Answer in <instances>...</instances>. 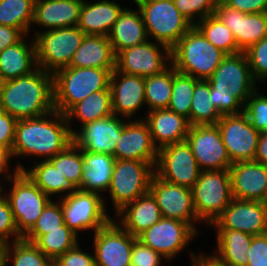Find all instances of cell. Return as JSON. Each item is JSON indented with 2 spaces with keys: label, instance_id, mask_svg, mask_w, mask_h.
Returning <instances> with one entry per match:
<instances>
[{
  "label": "cell",
  "instance_id": "1",
  "mask_svg": "<svg viewBox=\"0 0 267 266\" xmlns=\"http://www.w3.org/2000/svg\"><path fill=\"white\" fill-rule=\"evenodd\" d=\"M70 126L65 114L56 110L40 117L18 120L10 159L35 155L49 160L73 143L75 130Z\"/></svg>",
  "mask_w": 267,
  "mask_h": 266
},
{
  "label": "cell",
  "instance_id": "2",
  "mask_svg": "<svg viewBox=\"0 0 267 266\" xmlns=\"http://www.w3.org/2000/svg\"><path fill=\"white\" fill-rule=\"evenodd\" d=\"M0 110L16 120L40 117L55 110L53 74L37 67L27 75L6 80Z\"/></svg>",
  "mask_w": 267,
  "mask_h": 266
},
{
  "label": "cell",
  "instance_id": "3",
  "mask_svg": "<svg viewBox=\"0 0 267 266\" xmlns=\"http://www.w3.org/2000/svg\"><path fill=\"white\" fill-rule=\"evenodd\" d=\"M226 56L193 25L171 49V64L179 73L207 80Z\"/></svg>",
  "mask_w": 267,
  "mask_h": 266
},
{
  "label": "cell",
  "instance_id": "4",
  "mask_svg": "<svg viewBox=\"0 0 267 266\" xmlns=\"http://www.w3.org/2000/svg\"><path fill=\"white\" fill-rule=\"evenodd\" d=\"M111 72L101 68L65 67L53 74L54 108L65 114L74 104L99 90H110Z\"/></svg>",
  "mask_w": 267,
  "mask_h": 266
},
{
  "label": "cell",
  "instance_id": "5",
  "mask_svg": "<svg viewBox=\"0 0 267 266\" xmlns=\"http://www.w3.org/2000/svg\"><path fill=\"white\" fill-rule=\"evenodd\" d=\"M141 11L148 37L166 45L170 50L193 26L183 16L173 0H143L137 4Z\"/></svg>",
  "mask_w": 267,
  "mask_h": 266
},
{
  "label": "cell",
  "instance_id": "6",
  "mask_svg": "<svg viewBox=\"0 0 267 266\" xmlns=\"http://www.w3.org/2000/svg\"><path fill=\"white\" fill-rule=\"evenodd\" d=\"M32 37L36 46L37 67L54 74L68 67L85 34L78 26L37 32Z\"/></svg>",
  "mask_w": 267,
  "mask_h": 266
},
{
  "label": "cell",
  "instance_id": "7",
  "mask_svg": "<svg viewBox=\"0 0 267 266\" xmlns=\"http://www.w3.org/2000/svg\"><path fill=\"white\" fill-rule=\"evenodd\" d=\"M192 192L200 222L212 225L233 199L229 169L201 171Z\"/></svg>",
  "mask_w": 267,
  "mask_h": 266
},
{
  "label": "cell",
  "instance_id": "8",
  "mask_svg": "<svg viewBox=\"0 0 267 266\" xmlns=\"http://www.w3.org/2000/svg\"><path fill=\"white\" fill-rule=\"evenodd\" d=\"M11 191L4 194L10 204L19 234L24 237L35 225L45 206L51 201L23 171H14L6 178Z\"/></svg>",
  "mask_w": 267,
  "mask_h": 266
},
{
  "label": "cell",
  "instance_id": "9",
  "mask_svg": "<svg viewBox=\"0 0 267 266\" xmlns=\"http://www.w3.org/2000/svg\"><path fill=\"white\" fill-rule=\"evenodd\" d=\"M156 163L116 160L108 189L116 213L149 192Z\"/></svg>",
  "mask_w": 267,
  "mask_h": 266
},
{
  "label": "cell",
  "instance_id": "10",
  "mask_svg": "<svg viewBox=\"0 0 267 266\" xmlns=\"http://www.w3.org/2000/svg\"><path fill=\"white\" fill-rule=\"evenodd\" d=\"M59 202L65 225L75 234L87 229H93L95 233L113 219L106 212L103 197L95 192L77 189L74 193L63 196Z\"/></svg>",
  "mask_w": 267,
  "mask_h": 266
},
{
  "label": "cell",
  "instance_id": "11",
  "mask_svg": "<svg viewBox=\"0 0 267 266\" xmlns=\"http://www.w3.org/2000/svg\"><path fill=\"white\" fill-rule=\"evenodd\" d=\"M200 168L187 141L159 149L155 174L170 183L190 189L199 178Z\"/></svg>",
  "mask_w": 267,
  "mask_h": 266
},
{
  "label": "cell",
  "instance_id": "12",
  "mask_svg": "<svg viewBox=\"0 0 267 266\" xmlns=\"http://www.w3.org/2000/svg\"><path fill=\"white\" fill-rule=\"evenodd\" d=\"M166 64H171V50L166 45L148 40L123 49L115 57L117 71L144 78L161 73L167 68Z\"/></svg>",
  "mask_w": 267,
  "mask_h": 266
},
{
  "label": "cell",
  "instance_id": "13",
  "mask_svg": "<svg viewBox=\"0 0 267 266\" xmlns=\"http://www.w3.org/2000/svg\"><path fill=\"white\" fill-rule=\"evenodd\" d=\"M190 224L162 217L137 239L170 261L187 246L198 232Z\"/></svg>",
  "mask_w": 267,
  "mask_h": 266
},
{
  "label": "cell",
  "instance_id": "14",
  "mask_svg": "<svg viewBox=\"0 0 267 266\" xmlns=\"http://www.w3.org/2000/svg\"><path fill=\"white\" fill-rule=\"evenodd\" d=\"M217 126L232 163L254 160L260 132L251 125L244 113L222 115Z\"/></svg>",
  "mask_w": 267,
  "mask_h": 266
},
{
  "label": "cell",
  "instance_id": "15",
  "mask_svg": "<svg viewBox=\"0 0 267 266\" xmlns=\"http://www.w3.org/2000/svg\"><path fill=\"white\" fill-rule=\"evenodd\" d=\"M201 171L226 170L232 165L215 125H192L186 137Z\"/></svg>",
  "mask_w": 267,
  "mask_h": 266
},
{
  "label": "cell",
  "instance_id": "16",
  "mask_svg": "<svg viewBox=\"0 0 267 266\" xmlns=\"http://www.w3.org/2000/svg\"><path fill=\"white\" fill-rule=\"evenodd\" d=\"M149 191L155 197L162 217L180 220L197 230L194 221L200 220L195 212L192 189L170 183L154 174Z\"/></svg>",
  "mask_w": 267,
  "mask_h": 266
},
{
  "label": "cell",
  "instance_id": "17",
  "mask_svg": "<svg viewBox=\"0 0 267 266\" xmlns=\"http://www.w3.org/2000/svg\"><path fill=\"white\" fill-rule=\"evenodd\" d=\"M96 266H130L131 251L137 237L126 232L113 219L94 233Z\"/></svg>",
  "mask_w": 267,
  "mask_h": 266
},
{
  "label": "cell",
  "instance_id": "18",
  "mask_svg": "<svg viewBox=\"0 0 267 266\" xmlns=\"http://www.w3.org/2000/svg\"><path fill=\"white\" fill-rule=\"evenodd\" d=\"M207 80L211 87H228L243 105L257 90L245 52L227 55Z\"/></svg>",
  "mask_w": 267,
  "mask_h": 266
},
{
  "label": "cell",
  "instance_id": "19",
  "mask_svg": "<svg viewBox=\"0 0 267 266\" xmlns=\"http://www.w3.org/2000/svg\"><path fill=\"white\" fill-rule=\"evenodd\" d=\"M215 229H232L252 236L267 233V202L233 198L212 224Z\"/></svg>",
  "mask_w": 267,
  "mask_h": 266
},
{
  "label": "cell",
  "instance_id": "20",
  "mask_svg": "<svg viewBox=\"0 0 267 266\" xmlns=\"http://www.w3.org/2000/svg\"><path fill=\"white\" fill-rule=\"evenodd\" d=\"M214 14L231 30L241 52L267 36V12L246 14L218 0Z\"/></svg>",
  "mask_w": 267,
  "mask_h": 266
},
{
  "label": "cell",
  "instance_id": "21",
  "mask_svg": "<svg viewBox=\"0 0 267 266\" xmlns=\"http://www.w3.org/2000/svg\"><path fill=\"white\" fill-rule=\"evenodd\" d=\"M125 123L114 114L88 122L72 134L73 143L86 152L113 155Z\"/></svg>",
  "mask_w": 267,
  "mask_h": 266
},
{
  "label": "cell",
  "instance_id": "22",
  "mask_svg": "<svg viewBox=\"0 0 267 266\" xmlns=\"http://www.w3.org/2000/svg\"><path fill=\"white\" fill-rule=\"evenodd\" d=\"M159 149L155 146L147 122L143 119L126 122L116 143L115 160H138L157 163Z\"/></svg>",
  "mask_w": 267,
  "mask_h": 266
},
{
  "label": "cell",
  "instance_id": "23",
  "mask_svg": "<svg viewBox=\"0 0 267 266\" xmlns=\"http://www.w3.org/2000/svg\"><path fill=\"white\" fill-rule=\"evenodd\" d=\"M232 196L239 200L267 202V167L257 161L232 163L229 168Z\"/></svg>",
  "mask_w": 267,
  "mask_h": 266
},
{
  "label": "cell",
  "instance_id": "24",
  "mask_svg": "<svg viewBox=\"0 0 267 266\" xmlns=\"http://www.w3.org/2000/svg\"><path fill=\"white\" fill-rule=\"evenodd\" d=\"M109 88L114 115L130 119L143 104L146 105L144 77L127 75L114 69Z\"/></svg>",
  "mask_w": 267,
  "mask_h": 266
},
{
  "label": "cell",
  "instance_id": "25",
  "mask_svg": "<svg viewBox=\"0 0 267 266\" xmlns=\"http://www.w3.org/2000/svg\"><path fill=\"white\" fill-rule=\"evenodd\" d=\"M147 122L155 146H164L186 141L190 129L188 118L168 109H155L146 113Z\"/></svg>",
  "mask_w": 267,
  "mask_h": 266
},
{
  "label": "cell",
  "instance_id": "26",
  "mask_svg": "<svg viewBox=\"0 0 267 266\" xmlns=\"http://www.w3.org/2000/svg\"><path fill=\"white\" fill-rule=\"evenodd\" d=\"M84 0H35L33 24L47 30L77 26Z\"/></svg>",
  "mask_w": 267,
  "mask_h": 266
},
{
  "label": "cell",
  "instance_id": "27",
  "mask_svg": "<svg viewBox=\"0 0 267 266\" xmlns=\"http://www.w3.org/2000/svg\"><path fill=\"white\" fill-rule=\"evenodd\" d=\"M115 215L121 221L117 223L134 237H138L162 218L157 201L150 191L125 205Z\"/></svg>",
  "mask_w": 267,
  "mask_h": 266
},
{
  "label": "cell",
  "instance_id": "28",
  "mask_svg": "<svg viewBox=\"0 0 267 266\" xmlns=\"http://www.w3.org/2000/svg\"><path fill=\"white\" fill-rule=\"evenodd\" d=\"M123 9L115 1L101 0L95 3L83 1L77 26L85 35L108 37Z\"/></svg>",
  "mask_w": 267,
  "mask_h": 266
},
{
  "label": "cell",
  "instance_id": "29",
  "mask_svg": "<svg viewBox=\"0 0 267 266\" xmlns=\"http://www.w3.org/2000/svg\"><path fill=\"white\" fill-rule=\"evenodd\" d=\"M115 57L107 36L85 35L68 67L101 68L112 72L115 69Z\"/></svg>",
  "mask_w": 267,
  "mask_h": 266
},
{
  "label": "cell",
  "instance_id": "30",
  "mask_svg": "<svg viewBox=\"0 0 267 266\" xmlns=\"http://www.w3.org/2000/svg\"><path fill=\"white\" fill-rule=\"evenodd\" d=\"M114 54L147 41L148 35L139 10L125 8L108 35Z\"/></svg>",
  "mask_w": 267,
  "mask_h": 266
},
{
  "label": "cell",
  "instance_id": "31",
  "mask_svg": "<svg viewBox=\"0 0 267 266\" xmlns=\"http://www.w3.org/2000/svg\"><path fill=\"white\" fill-rule=\"evenodd\" d=\"M84 169L79 190L102 193L108 191L115 157L112 154L91 153L82 150Z\"/></svg>",
  "mask_w": 267,
  "mask_h": 266
},
{
  "label": "cell",
  "instance_id": "32",
  "mask_svg": "<svg viewBox=\"0 0 267 266\" xmlns=\"http://www.w3.org/2000/svg\"><path fill=\"white\" fill-rule=\"evenodd\" d=\"M23 37L0 52V75L6 81L27 75L37 68L34 39L29 44Z\"/></svg>",
  "mask_w": 267,
  "mask_h": 266
},
{
  "label": "cell",
  "instance_id": "33",
  "mask_svg": "<svg viewBox=\"0 0 267 266\" xmlns=\"http://www.w3.org/2000/svg\"><path fill=\"white\" fill-rule=\"evenodd\" d=\"M217 250L213 256L225 266H247L252 235L232 229H216Z\"/></svg>",
  "mask_w": 267,
  "mask_h": 266
},
{
  "label": "cell",
  "instance_id": "34",
  "mask_svg": "<svg viewBox=\"0 0 267 266\" xmlns=\"http://www.w3.org/2000/svg\"><path fill=\"white\" fill-rule=\"evenodd\" d=\"M14 170L23 171L49 197L66 191L64 196H67L78 189L49 160L34 163L33 168L28 171L22 164H18Z\"/></svg>",
  "mask_w": 267,
  "mask_h": 266
},
{
  "label": "cell",
  "instance_id": "35",
  "mask_svg": "<svg viewBox=\"0 0 267 266\" xmlns=\"http://www.w3.org/2000/svg\"><path fill=\"white\" fill-rule=\"evenodd\" d=\"M112 114L111 91L99 90L74 104L65 113V116L68 123L73 120V117H76L81 122V126H83L88 122H93Z\"/></svg>",
  "mask_w": 267,
  "mask_h": 266
},
{
  "label": "cell",
  "instance_id": "36",
  "mask_svg": "<svg viewBox=\"0 0 267 266\" xmlns=\"http://www.w3.org/2000/svg\"><path fill=\"white\" fill-rule=\"evenodd\" d=\"M3 246L2 264L7 266L9 262L13 266H52L53 261L50 260L34 243L28 242L23 238ZM13 248V249H11ZM13 252V254H12Z\"/></svg>",
  "mask_w": 267,
  "mask_h": 266
},
{
  "label": "cell",
  "instance_id": "37",
  "mask_svg": "<svg viewBox=\"0 0 267 266\" xmlns=\"http://www.w3.org/2000/svg\"><path fill=\"white\" fill-rule=\"evenodd\" d=\"M221 114L211 102L210 83L199 79L191 102L190 125H215L221 119Z\"/></svg>",
  "mask_w": 267,
  "mask_h": 266
},
{
  "label": "cell",
  "instance_id": "38",
  "mask_svg": "<svg viewBox=\"0 0 267 266\" xmlns=\"http://www.w3.org/2000/svg\"><path fill=\"white\" fill-rule=\"evenodd\" d=\"M144 84L145 101L149 111L167 109L173 86V65L170 64L159 74L145 77Z\"/></svg>",
  "mask_w": 267,
  "mask_h": 266
},
{
  "label": "cell",
  "instance_id": "39",
  "mask_svg": "<svg viewBox=\"0 0 267 266\" xmlns=\"http://www.w3.org/2000/svg\"><path fill=\"white\" fill-rule=\"evenodd\" d=\"M194 26L210 43L221 49L227 55H234L241 52L237 47L231 30L215 14L197 21Z\"/></svg>",
  "mask_w": 267,
  "mask_h": 266
},
{
  "label": "cell",
  "instance_id": "40",
  "mask_svg": "<svg viewBox=\"0 0 267 266\" xmlns=\"http://www.w3.org/2000/svg\"><path fill=\"white\" fill-rule=\"evenodd\" d=\"M35 0H2L0 25L11 26L28 34L34 19Z\"/></svg>",
  "mask_w": 267,
  "mask_h": 266
},
{
  "label": "cell",
  "instance_id": "41",
  "mask_svg": "<svg viewBox=\"0 0 267 266\" xmlns=\"http://www.w3.org/2000/svg\"><path fill=\"white\" fill-rule=\"evenodd\" d=\"M78 235L65 224L61 230H53L38 236L34 243L53 262L78 244Z\"/></svg>",
  "mask_w": 267,
  "mask_h": 266
},
{
  "label": "cell",
  "instance_id": "42",
  "mask_svg": "<svg viewBox=\"0 0 267 266\" xmlns=\"http://www.w3.org/2000/svg\"><path fill=\"white\" fill-rule=\"evenodd\" d=\"M199 79L179 73L173 66V86L168 110L188 118L190 123V110L195 83Z\"/></svg>",
  "mask_w": 267,
  "mask_h": 266
},
{
  "label": "cell",
  "instance_id": "43",
  "mask_svg": "<svg viewBox=\"0 0 267 266\" xmlns=\"http://www.w3.org/2000/svg\"><path fill=\"white\" fill-rule=\"evenodd\" d=\"M49 161L67 180L78 189L80 188L84 169L82 149L71 143L65 150L50 158Z\"/></svg>",
  "mask_w": 267,
  "mask_h": 266
},
{
  "label": "cell",
  "instance_id": "44",
  "mask_svg": "<svg viewBox=\"0 0 267 266\" xmlns=\"http://www.w3.org/2000/svg\"><path fill=\"white\" fill-rule=\"evenodd\" d=\"M65 224L61 203L50 201L43 209L33 228L23 237L28 242H33L38 236L49 231L61 230Z\"/></svg>",
  "mask_w": 267,
  "mask_h": 266
},
{
  "label": "cell",
  "instance_id": "45",
  "mask_svg": "<svg viewBox=\"0 0 267 266\" xmlns=\"http://www.w3.org/2000/svg\"><path fill=\"white\" fill-rule=\"evenodd\" d=\"M244 114L251 125L260 133L267 132V96L256 90L244 105Z\"/></svg>",
  "mask_w": 267,
  "mask_h": 266
},
{
  "label": "cell",
  "instance_id": "46",
  "mask_svg": "<svg viewBox=\"0 0 267 266\" xmlns=\"http://www.w3.org/2000/svg\"><path fill=\"white\" fill-rule=\"evenodd\" d=\"M218 0H173L178 11L193 25L203 18L213 15ZM195 15L197 17H195ZM199 18L198 20H195Z\"/></svg>",
  "mask_w": 267,
  "mask_h": 266
},
{
  "label": "cell",
  "instance_id": "47",
  "mask_svg": "<svg viewBox=\"0 0 267 266\" xmlns=\"http://www.w3.org/2000/svg\"><path fill=\"white\" fill-rule=\"evenodd\" d=\"M251 74L257 82L267 79V36L245 51Z\"/></svg>",
  "mask_w": 267,
  "mask_h": 266
},
{
  "label": "cell",
  "instance_id": "48",
  "mask_svg": "<svg viewBox=\"0 0 267 266\" xmlns=\"http://www.w3.org/2000/svg\"><path fill=\"white\" fill-rule=\"evenodd\" d=\"M211 102L221 115H237L244 113V105L235 97L232 96L228 87H211L210 85Z\"/></svg>",
  "mask_w": 267,
  "mask_h": 266
},
{
  "label": "cell",
  "instance_id": "49",
  "mask_svg": "<svg viewBox=\"0 0 267 266\" xmlns=\"http://www.w3.org/2000/svg\"><path fill=\"white\" fill-rule=\"evenodd\" d=\"M10 236L14 238L13 241L23 238L17 230L10 204L5 196H2L0 198V242L4 245L8 244Z\"/></svg>",
  "mask_w": 267,
  "mask_h": 266
},
{
  "label": "cell",
  "instance_id": "50",
  "mask_svg": "<svg viewBox=\"0 0 267 266\" xmlns=\"http://www.w3.org/2000/svg\"><path fill=\"white\" fill-rule=\"evenodd\" d=\"M162 258L161 254L136 239L131 251L130 266H161Z\"/></svg>",
  "mask_w": 267,
  "mask_h": 266
},
{
  "label": "cell",
  "instance_id": "51",
  "mask_svg": "<svg viewBox=\"0 0 267 266\" xmlns=\"http://www.w3.org/2000/svg\"><path fill=\"white\" fill-rule=\"evenodd\" d=\"M79 243L72 249L59 256L54 262V266H96L94 254L83 252L79 248Z\"/></svg>",
  "mask_w": 267,
  "mask_h": 266
},
{
  "label": "cell",
  "instance_id": "52",
  "mask_svg": "<svg viewBox=\"0 0 267 266\" xmlns=\"http://www.w3.org/2000/svg\"><path fill=\"white\" fill-rule=\"evenodd\" d=\"M247 266H267V233L252 237Z\"/></svg>",
  "mask_w": 267,
  "mask_h": 266
},
{
  "label": "cell",
  "instance_id": "53",
  "mask_svg": "<svg viewBox=\"0 0 267 266\" xmlns=\"http://www.w3.org/2000/svg\"><path fill=\"white\" fill-rule=\"evenodd\" d=\"M17 122L13 116L0 110V147L9 155L15 140Z\"/></svg>",
  "mask_w": 267,
  "mask_h": 266
},
{
  "label": "cell",
  "instance_id": "54",
  "mask_svg": "<svg viewBox=\"0 0 267 266\" xmlns=\"http://www.w3.org/2000/svg\"><path fill=\"white\" fill-rule=\"evenodd\" d=\"M229 8L246 14L267 12V0H220Z\"/></svg>",
  "mask_w": 267,
  "mask_h": 266
},
{
  "label": "cell",
  "instance_id": "55",
  "mask_svg": "<svg viewBox=\"0 0 267 266\" xmlns=\"http://www.w3.org/2000/svg\"><path fill=\"white\" fill-rule=\"evenodd\" d=\"M24 36L26 35L18 28L0 25V52L19 42Z\"/></svg>",
  "mask_w": 267,
  "mask_h": 266
},
{
  "label": "cell",
  "instance_id": "56",
  "mask_svg": "<svg viewBox=\"0 0 267 266\" xmlns=\"http://www.w3.org/2000/svg\"><path fill=\"white\" fill-rule=\"evenodd\" d=\"M254 161L267 167V132L260 133Z\"/></svg>",
  "mask_w": 267,
  "mask_h": 266
},
{
  "label": "cell",
  "instance_id": "57",
  "mask_svg": "<svg viewBox=\"0 0 267 266\" xmlns=\"http://www.w3.org/2000/svg\"><path fill=\"white\" fill-rule=\"evenodd\" d=\"M190 252L191 258H192V265L191 266H225L220 261H218L213 255H203L200 253V255H194Z\"/></svg>",
  "mask_w": 267,
  "mask_h": 266
},
{
  "label": "cell",
  "instance_id": "58",
  "mask_svg": "<svg viewBox=\"0 0 267 266\" xmlns=\"http://www.w3.org/2000/svg\"><path fill=\"white\" fill-rule=\"evenodd\" d=\"M9 160H10L9 154L3 148L0 147V174L5 172L4 173L5 180L8 176L12 175L11 173L6 172V170H8L9 168V163H8Z\"/></svg>",
  "mask_w": 267,
  "mask_h": 266
},
{
  "label": "cell",
  "instance_id": "59",
  "mask_svg": "<svg viewBox=\"0 0 267 266\" xmlns=\"http://www.w3.org/2000/svg\"><path fill=\"white\" fill-rule=\"evenodd\" d=\"M4 84H5V80L0 75V99H1V96H2Z\"/></svg>",
  "mask_w": 267,
  "mask_h": 266
},
{
  "label": "cell",
  "instance_id": "60",
  "mask_svg": "<svg viewBox=\"0 0 267 266\" xmlns=\"http://www.w3.org/2000/svg\"><path fill=\"white\" fill-rule=\"evenodd\" d=\"M3 246L4 244L0 242V266L2 264V252H3Z\"/></svg>",
  "mask_w": 267,
  "mask_h": 266
},
{
  "label": "cell",
  "instance_id": "61",
  "mask_svg": "<svg viewBox=\"0 0 267 266\" xmlns=\"http://www.w3.org/2000/svg\"><path fill=\"white\" fill-rule=\"evenodd\" d=\"M1 183V182H0ZM4 190H3V187H2V185L0 184V198L4 195V192H3ZM2 192H3V194H2Z\"/></svg>",
  "mask_w": 267,
  "mask_h": 266
},
{
  "label": "cell",
  "instance_id": "62",
  "mask_svg": "<svg viewBox=\"0 0 267 266\" xmlns=\"http://www.w3.org/2000/svg\"><path fill=\"white\" fill-rule=\"evenodd\" d=\"M135 3H136V5L139 3V2H141V1H143V0H133Z\"/></svg>",
  "mask_w": 267,
  "mask_h": 266
}]
</instances>
